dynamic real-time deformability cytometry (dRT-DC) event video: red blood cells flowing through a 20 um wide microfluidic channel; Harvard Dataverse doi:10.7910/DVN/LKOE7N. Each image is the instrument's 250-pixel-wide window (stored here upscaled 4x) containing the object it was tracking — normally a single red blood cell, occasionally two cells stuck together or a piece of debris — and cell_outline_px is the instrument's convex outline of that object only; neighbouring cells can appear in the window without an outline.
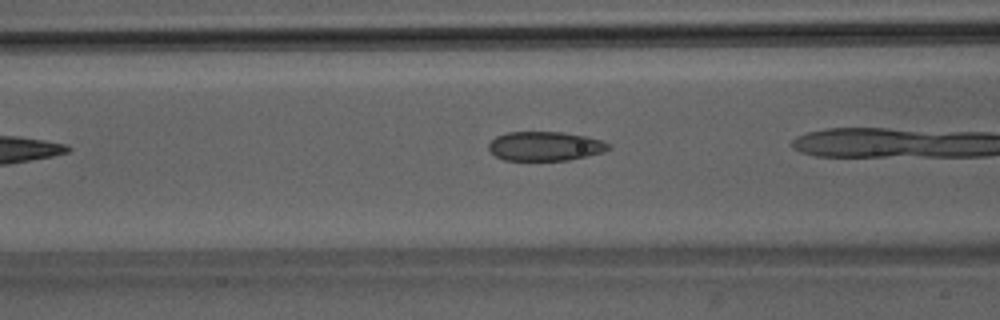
{"species": "Egyptian fruit bat (a non-hibernating species)", "species_latin": "Rousettus aegyptiacus", "temperature_condition": "room temperature", "stored_images_in_passage": 6, "camera_frame_rate_fps": 3000, "um_per_image_px": 0.085, "animal": {"sex": "male"}, "frame": {"image": 1, "passage_image": 5, "time_ms": 4.667, "image_size_px": [1000, 320], "cell_outline_px": [[612, 148], [604, 152], [568, 160], [504, 160], [496, 156], [488, 148], [488, 144], [496, 136], [508, 132], [564, 132], [584, 136], [600, 140], [612, 144]], "centroid_in_image_um": [46.35, 12.42], "position_along_channel_um": 120.2, "area_um2": 20.4}}